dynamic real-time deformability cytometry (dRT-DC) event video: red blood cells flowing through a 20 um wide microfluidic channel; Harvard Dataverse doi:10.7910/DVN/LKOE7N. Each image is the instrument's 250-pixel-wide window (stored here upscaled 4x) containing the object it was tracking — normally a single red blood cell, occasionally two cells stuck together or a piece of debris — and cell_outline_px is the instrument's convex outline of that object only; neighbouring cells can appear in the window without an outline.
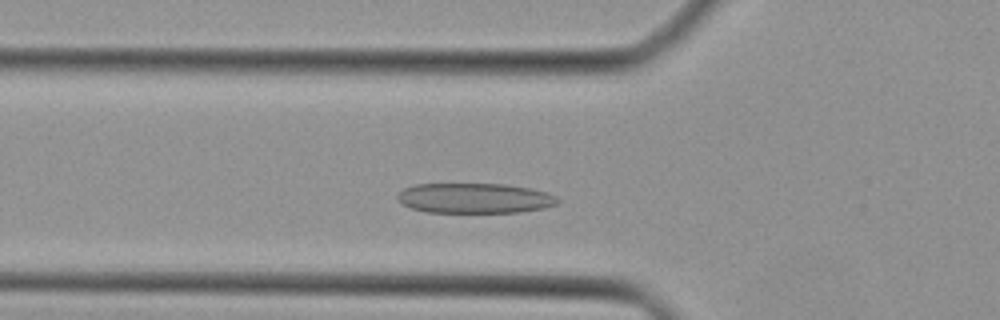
{"species": "Egyptian fruit bat (a non-hibernating species)", "species_latin": "Rousettus aegyptiacus", "temperature_condition": "cold", "stored_images_in_passage": 21, "camera_frame_rate_fps": 3000, "um_per_image_px": 0.085, "animal": {"sex": "female"}, "frame": {"image": 1, "passage_image": 7, "time_ms": 2.0, "image_size_px": [1000, 320], "cell_outline_px": [[560, 200], [556, 204], [544, 208], [520, 212], [428, 212], [412, 208], [396, 200], [396, 196], [404, 188], [416, 184], [504, 184], [532, 188], [556, 196]], "centroid_in_image_um": [40.35, 16.84], "position_along_channel_um": 85.5, "area_um2": 28.03}}
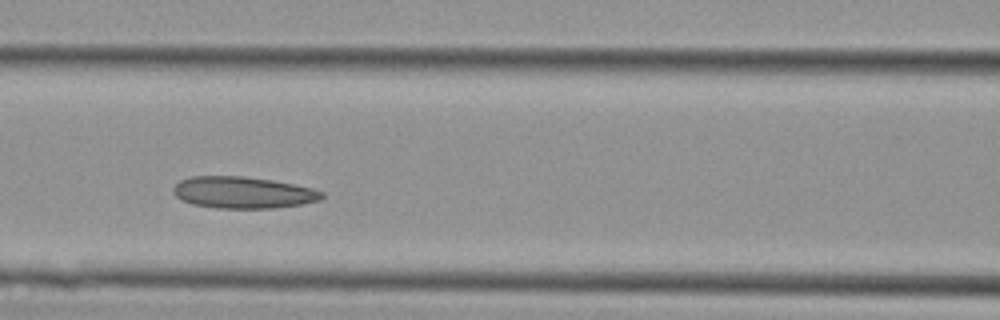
{"frame": {"image": 2, "passage_image": 11, "time_ms": 3.333, "image_size_px": [1000, 320], "cell_outline_px": [[324, 196], [320, 200], [300, 204], [276, 208], [216, 208], [192, 204], [176, 196], [172, 192], [172, 188], [180, 180], [192, 176], [244, 176], [272, 180], [312, 188], [324, 192]], "centroid_in_image_um": [20.64, 16.36], "position_along_channel_um": 146.0, "area_um2": 27.4}}
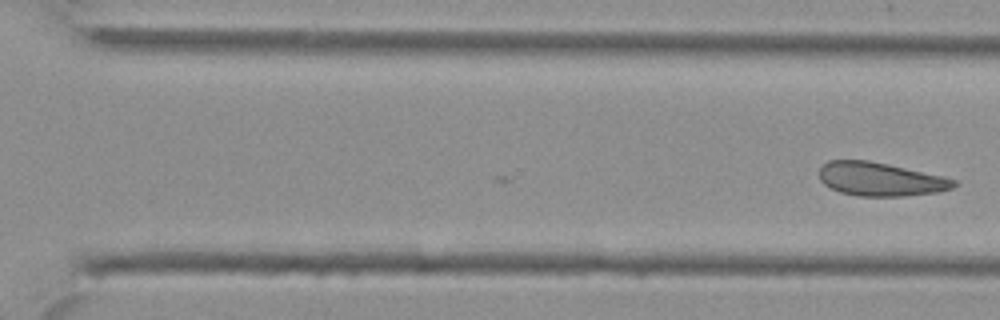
{"frame": {"image": 3, "passage_image": 21, "time_ms": 6.667, "image_size_px": [1000, 320], "cell_outline_px": [[956, 184], [952, 188], [936, 192], [904, 196], [860, 196], [840, 192], [824, 184], [820, 180], [820, 168], [828, 160], [868, 160], [888, 164], [940, 176], [956, 180]], "centroid_in_image_um": [74.79, 15.23], "position_along_channel_um": 295.8, "area_um2": 25.95}}